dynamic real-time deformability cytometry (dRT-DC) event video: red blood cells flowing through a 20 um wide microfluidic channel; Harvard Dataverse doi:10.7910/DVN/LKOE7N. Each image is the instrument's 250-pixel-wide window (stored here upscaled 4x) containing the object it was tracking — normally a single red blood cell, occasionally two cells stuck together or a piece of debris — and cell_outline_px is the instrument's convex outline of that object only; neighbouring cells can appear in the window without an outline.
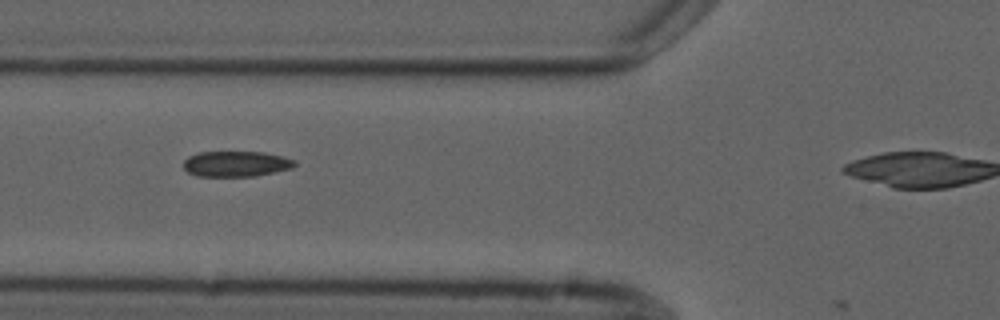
{"species": "common noctule bat (a hibernating species)", "species_latin": "Nyctalus noctula", "temperature_condition": "cold", "stored_images_in_passage": 4, "camera_frame_rate_fps": 3000, "um_per_image_px": 0.085, "animal": {"sex": "male", "forearm_length_mm": 52.5}, "frame": {"image": 1, "passage_image": 3, "time_ms": 2.333, "image_size_px": [1000, 320], "cell_outline_px": [[296, 164], [292, 168], [256, 176], [196, 176], [188, 172], [184, 168], [184, 160], [188, 156], [200, 152], [264, 152], [296, 160]], "centroid_in_image_um": [20.06, 13.93], "position_along_channel_um": 105.7, "area_um2": 16.53}}